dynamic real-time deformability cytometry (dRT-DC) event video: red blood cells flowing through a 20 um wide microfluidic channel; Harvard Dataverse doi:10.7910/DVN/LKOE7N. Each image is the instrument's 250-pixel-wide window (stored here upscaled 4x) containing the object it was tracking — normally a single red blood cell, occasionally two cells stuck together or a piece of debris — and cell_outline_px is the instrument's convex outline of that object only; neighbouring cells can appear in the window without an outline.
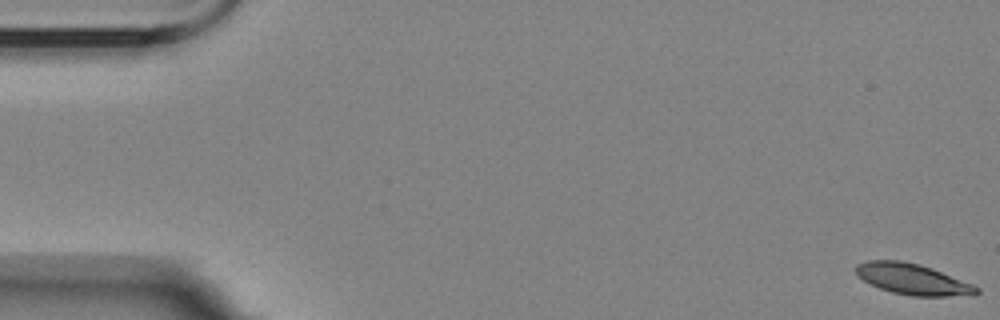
{"species": "Egyptian fruit bat (a non-hibernating species)", "species_latin": "Rousettus aegyptiacus", "temperature_condition": "room temperature", "stored_images_in_passage": 5, "camera_frame_rate_fps": 3000, "um_per_image_px": 0.085, "animal": {"sex": "female"}, "frame": {"image": 1, "passage_image": 1, "time_ms": 0.0, "image_size_px": [1000, 320], "cell_outline_px": [[980, 292], [976, 296], [912, 296], [892, 292], [880, 288], [856, 276], [852, 268], [856, 264], [864, 260], [900, 260], [920, 264], [932, 268], [972, 284], [980, 288]], "centroid_in_image_um": [77.56, 23.72], "position_along_channel_um": 7.4, "area_um2": 22.08}}
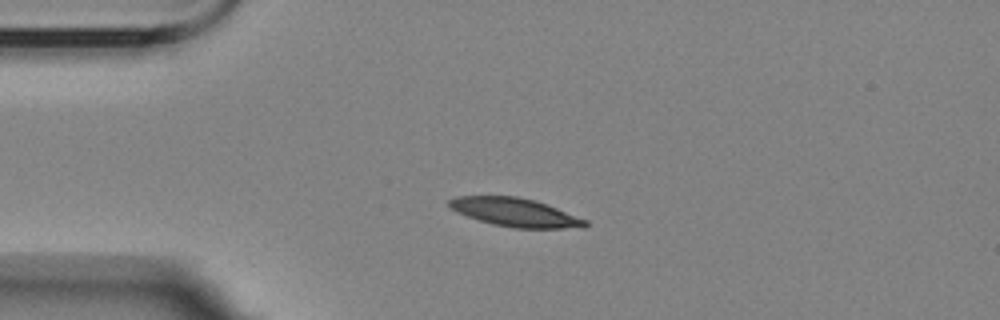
{"frame": {"image": 2, "passage_image": 4, "time_ms": 4.333, "image_size_px": [1000, 320], "cell_outline_px": [[588, 224], [584, 228], [512, 228], [492, 224], [456, 212], [448, 208], [448, 200], [456, 196], [516, 196], [536, 200], [588, 220]], "centroid_in_image_um": [43.79, 18.05], "position_along_channel_um": 41.2, "area_um2": 22.72}}